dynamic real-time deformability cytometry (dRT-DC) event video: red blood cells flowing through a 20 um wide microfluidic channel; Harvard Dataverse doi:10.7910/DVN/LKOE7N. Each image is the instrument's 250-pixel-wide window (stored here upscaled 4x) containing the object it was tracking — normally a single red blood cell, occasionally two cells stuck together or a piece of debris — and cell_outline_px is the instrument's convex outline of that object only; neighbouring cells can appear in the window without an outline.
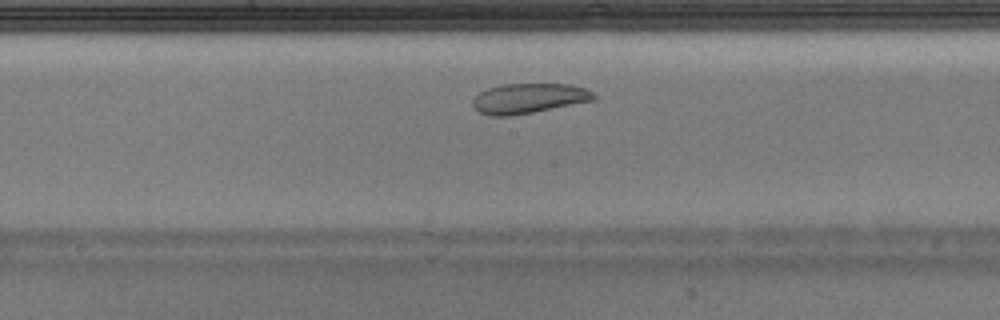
{"species": "Egyptian fruit bat (a non-hibernating species)", "species_latin": "Rousettus aegyptiacus", "temperature_condition": "warm", "stored_images_in_passage": 22, "camera_frame_rate_fps": 3000, "um_per_image_px": 0.085, "animal": {"sex": "male"}, "frame": {"image": 1, "passage_image": 13, "time_ms": 4.0, "image_size_px": [1000, 320], "cell_outline_px": [[596, 100], [532, 112], [508, 116], [488, 116], [480, 112], [472, 104], [472, 100], [480, 92], [488, 88], [504, 84], [568, 84], [584, 88], [592, 92], [596, 96]], "centroid_in_image_um": [44.94, 8.36], "position_along_channel_um": 203.3, "area_um2": 20.98}}